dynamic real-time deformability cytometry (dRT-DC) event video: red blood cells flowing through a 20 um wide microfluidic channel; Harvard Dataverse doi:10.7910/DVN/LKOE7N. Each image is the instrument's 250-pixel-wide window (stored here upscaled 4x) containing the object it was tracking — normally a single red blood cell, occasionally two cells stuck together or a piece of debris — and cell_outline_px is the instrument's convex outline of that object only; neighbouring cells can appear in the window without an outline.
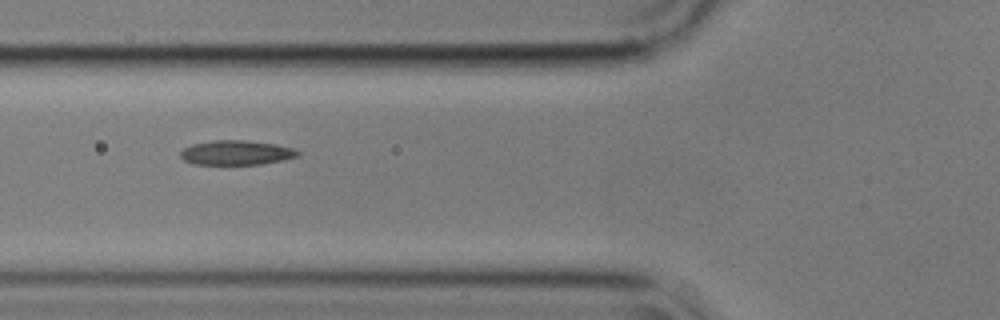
{"species": "common noctule bat (a hibernating species)", "species_latin": "Nyctalus noctula", "temperature_condition": "cold", "stored_images_in_passage": 4, "camera_frame_rate_fps": 3000, "um_per_image_px": 0.085, "animal": {"sex": "male", "body_mass_g": 17.9}, "frame": {"image": 1, "passage_image": 3, "time_ms": 0.667, "image_size_px": [1000, 320], "cell_outline_px": [[300, 156], [284, 160], [260, 164], [192, 164], [184, 160], [180, 156], [180, 152], [184, 148], [192, 144], [212, 140], [244, 140], [276, 144], [292, 148], [300, 152]], "centroid_in_image_um": [20.09, 12.97], "position_along_channel_um": 105.7, "area_um2": 16.82}}
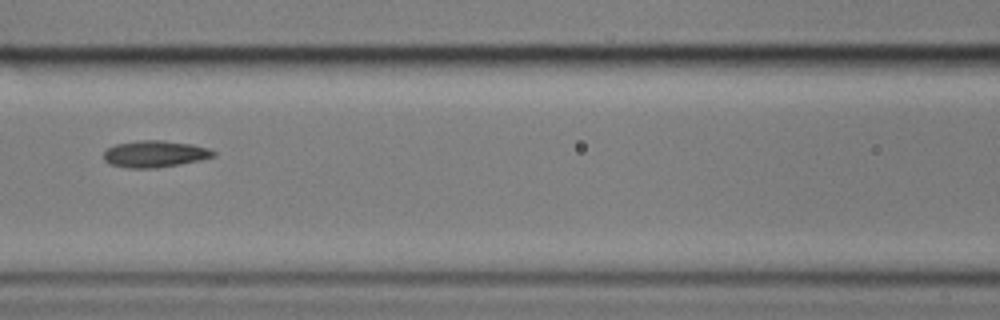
{"frame": {"image": 2, "passage_image": 4, "time_ms": 1.0, "image_size_px": [1000, 320], "cell_outline_px": [[216, 156], [200, 160], [180, 164], [156, 168], [128, 168], [108, 164], [104, 160], [104, 152], [108, 148], [116, 144], [140, 140], [164, 140], [192, 144], [208, 148], [216, 152]], "centroid_in_image_um": [13.17, 13.08], "position_along_channel_um": 153.4, "area_um2": 17.17}}